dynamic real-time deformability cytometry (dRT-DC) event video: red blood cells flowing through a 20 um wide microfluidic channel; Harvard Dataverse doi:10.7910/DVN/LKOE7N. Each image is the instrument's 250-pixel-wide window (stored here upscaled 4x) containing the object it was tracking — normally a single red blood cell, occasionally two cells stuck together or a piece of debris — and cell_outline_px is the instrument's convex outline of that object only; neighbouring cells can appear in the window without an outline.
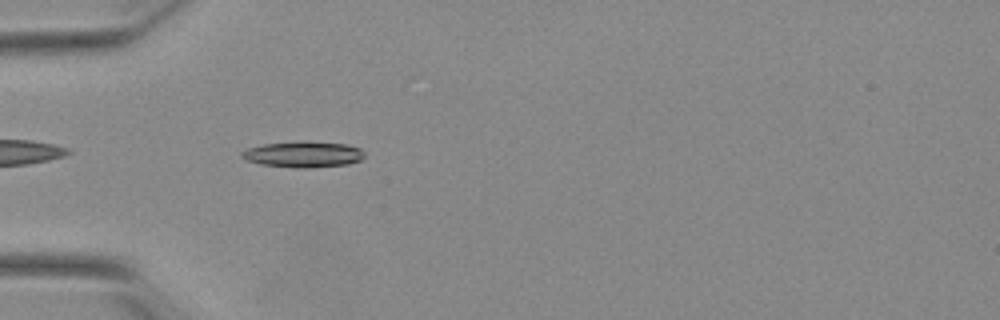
{"species": "Egyptian fruit bat (a non-hibernating species)", "species_latin": "Rousettus aegyptiacus", "temperature_condition": "warm", "stored_images_in_passage": 34, "camera_frame_rate_fps": 3000, "um_per_image_px": 0.085, "animal": {"sex": "female"}, "frame": {"image": 1, "passage_image": 3, "time_ms": 0.667, "image_size_px": [1000, 320], "cell_outline_px": [[364, 156], [360, 160], [348, 164], [304, 168], [300, 168], [260, 164], [248, 160], [240, 156], [240, 152], [248, 148], [264, 144], [348, 144], [360, 148], [364, 152]], "centroid_in_image_um": [25.78, 13.17], "position_along_channel_um": 59.2, "area_um2": 17.46}}
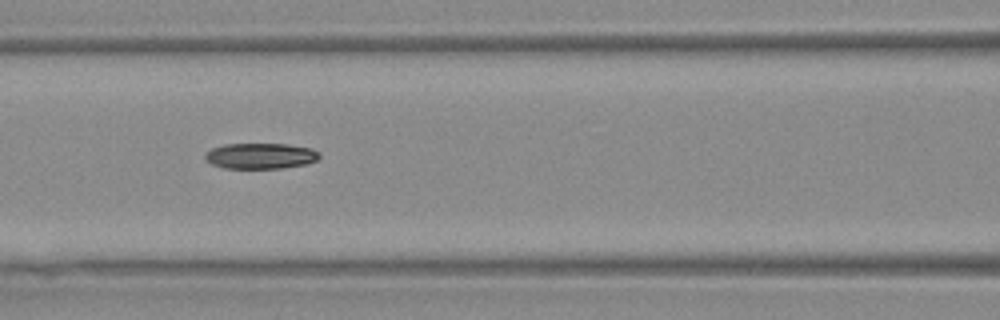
{"frame": {"image": 2, "passage_image": 10, "time_ms": 3.0, "image_size_px": [1000, 320], "cell_outline_px": [[320, 156], [316, 160], [304, 164], [280, 168], [224, 168], [212, 164], [204, 156], [212, 148], [224, 144], [288, 144], [312, 148], [320, 152]], "centroid_in_image_um": [22.17, 13.24], "position_along_channel_um": 144.4, "area_um2": 16.99}}
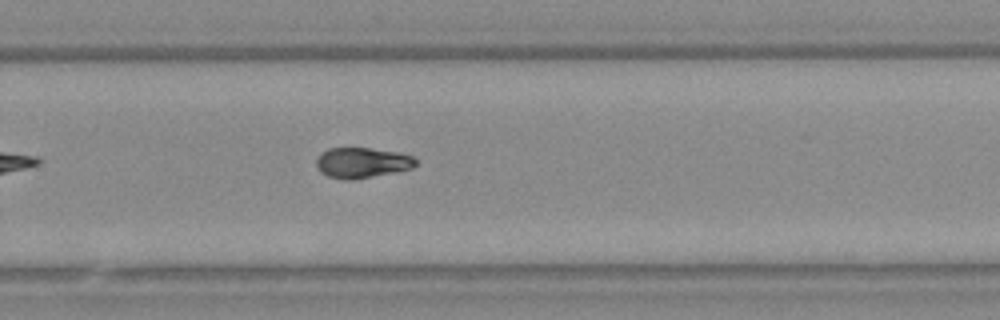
{"frame": {"image": 3, "passage_image": 22, "time_ms": 7.0, "image_size_px": [1000, 320], "cell_outline_px": [[416, 164], [412, 168], [352, 180], [344, 180], [328, 176], [320, 172], [316, 164], [316, 160], [320, 152], [328, 148], [368, 148], [400, 152], [412, 156], [416, 160]], "centroid_in_image_um": [30.73, 13.82], "position_along_channel_um": 299.1, "area_um2": 17.57}, "authors_computed_cell_mechanics": {"area_um2": 17.8891, "velocity_mm_per_s": 3.8787, "shape_relaxation_time_tau1_ms": 6.7425, "shape_relaxation_time_tau2_ms": null, "deformation_change_tau1": 0.2438, "deformation_change_tau2": null}}